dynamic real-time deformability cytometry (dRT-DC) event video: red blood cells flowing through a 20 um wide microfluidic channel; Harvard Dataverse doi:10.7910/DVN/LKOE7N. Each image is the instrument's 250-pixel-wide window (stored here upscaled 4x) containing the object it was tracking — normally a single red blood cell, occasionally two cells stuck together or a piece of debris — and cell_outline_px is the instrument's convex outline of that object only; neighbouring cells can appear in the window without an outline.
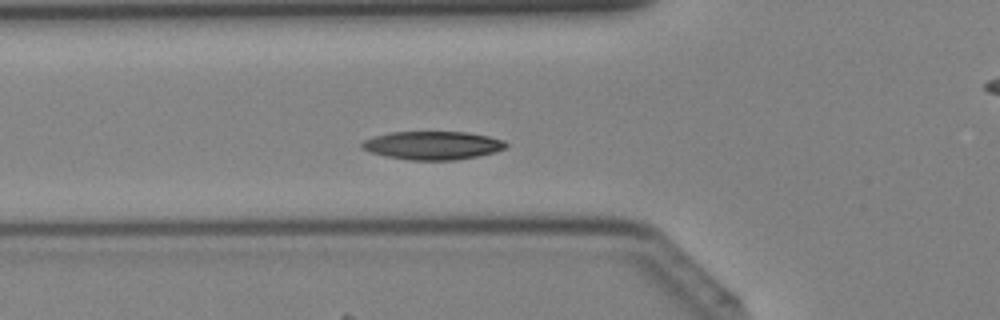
{"species": "Egyptian fruit bat (a non-hibernating species)", "species_latin": "Rousettus aegyptiacus", "temperature_condition": "cold", "stored_images_in_passage": 37, "camera_frame_rate_fps": 3000, "um_per_image_px": 0.085, "animal": {"sex": "female"}, "frame": {"image": 1, "passage_image": 9, "time_ms": 2.667, "image_size_px": [1000, 320], "cell_outline_px": [[508, 144], [504, 148], [496, 152], [476, 156], [452, 160], [408, 160], [388, 156], [372, 152], [360, 148], [360, 144], [364, 140], [376, 136], [392, 132], [468, 132], [488, 136], [504, 140]], "centroid_in_image_um": [36.79, 12.35], "position_along_channel_um": 89.0, "area_um2": 23.58}}
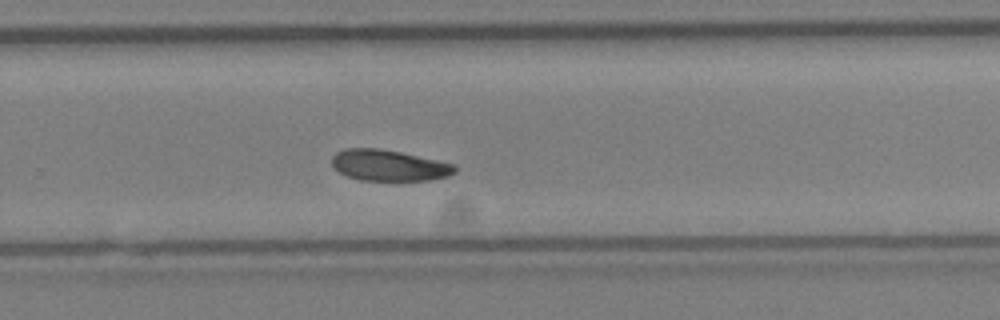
{"frame": {"image": 2, "passage_image": 22, "time_ms": 7.0, "image_size_px": [1000, 320], "cell_outline_px": [[456, 172], [448, 176], [432, 180], [360, 180], [348, 176], [340, 172], [332, 164], [332, 156], [336, 152], [344, 148], [380, 148], [400, 152], [456, 164]], "centroid_in_image_um": [33.07, 14.05], "position_along_channel_um": 296.7, "area_um2": 22.25}}
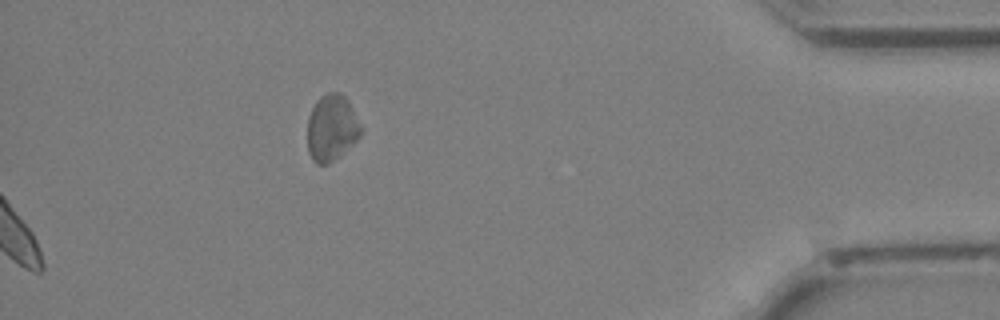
{"frame": {"image": 3, "passage_image": 37, "time_ms": 12.0, "image_size_px": [1000, 320], "cell_outline_px": [[360, 136], [340, 156], [328, 164], [316, 164], [312, 160], [308, 152], [308, 116], [316, 100], [320, 96], [328, 92], [340, 92], [348, 100], [360, 124]], "centroid_in_image_um": [28.17, 10.87], "position_along_channel_um": 407.0, "area_um2": 20.63}}